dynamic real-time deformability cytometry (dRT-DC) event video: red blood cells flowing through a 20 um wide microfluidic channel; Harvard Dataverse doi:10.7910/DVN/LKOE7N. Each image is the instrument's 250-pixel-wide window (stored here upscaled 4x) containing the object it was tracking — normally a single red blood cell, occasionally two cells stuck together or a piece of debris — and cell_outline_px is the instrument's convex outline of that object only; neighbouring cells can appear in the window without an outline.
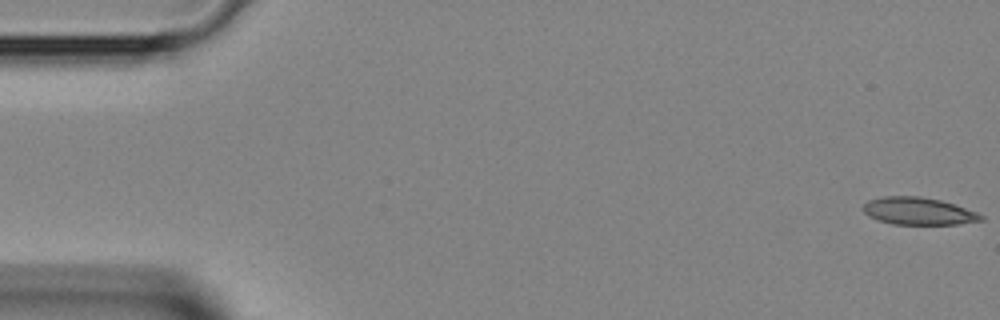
{"species": "Egyptian fruit bat (a non-hibernating species)", "species_latin": "Rousettus aegyptiacus", "temperature_condition": "room temperature", "stored_images_in_passage": 6, "camera_frame_rate_fps": 3000, "um_per_image_px": 0.085, "animal": {"sex": "female"}, "frame": {"image": 1, "passage_image": 1, "time_ms": 0.0, "image_size_px": [1000, 320], "cell_outline_px": [[984, 220], [960, 224], [892, 224], [876, 220], [868, 216], [864, 212], [864, 204], [868, 200], [884, 196], [920, 196], [940, 200], [976, 212], [984, 216]], "centroid_in_image_um": [78.04, 17.95], "position_along_channel_um": 7.0, "area_um2": 18.73}}